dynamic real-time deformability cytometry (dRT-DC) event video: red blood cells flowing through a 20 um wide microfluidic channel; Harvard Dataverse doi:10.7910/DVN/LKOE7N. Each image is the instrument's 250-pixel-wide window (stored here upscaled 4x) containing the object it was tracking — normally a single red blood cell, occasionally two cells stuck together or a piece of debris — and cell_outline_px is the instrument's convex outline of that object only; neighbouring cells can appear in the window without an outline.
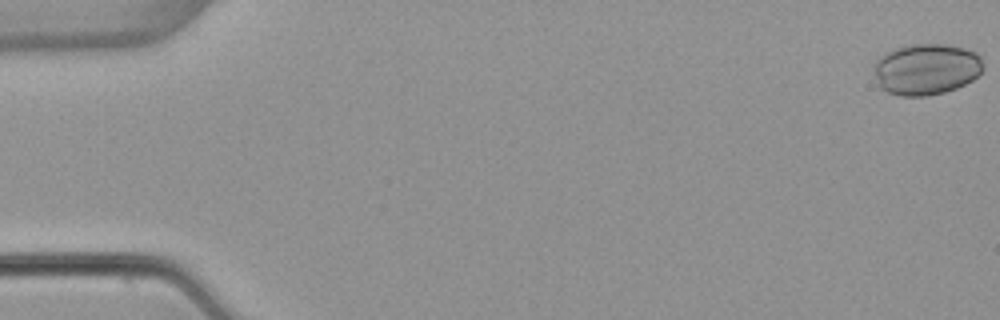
{"species": "common noctule bat (a hibernating species)", "species_latin": "Nyctalus noctula", "temperature_condition": "warm", "stored_images_in_passage": 54, "camera_frame_rate_fps": 3000, "um_per_image_px": 0.085, "animal": {"sex": "female", "body_mass_g": 22.7, "forearm_length_mm": 54.2}, "frame": {"image": 1, "passage_image": 1, "time_ms": 0.0, "image_size_px": [1000, 320], "cell_outline_px": [[984, 68], [972, 80], [956, 88], [944, 92], [924, 96], [900, 96], [888, 92], [880, 88], [876, 76], [876, 60], [884, 52], [896, 48], [912, 44], [948, 44], [964, 48], [976, 52], [980, 56]], "centroid_in_image_um": [78.75, 5.87], "position_along_channel_um": 6.3, "area_um2": 32.54}}
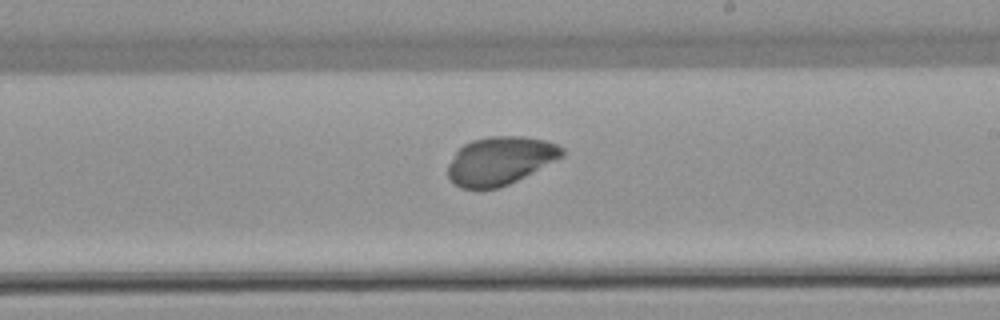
{"frame": {"image": 2, "passage_image": 32, "time_ms": 10.333, "image_size_px": [1000, 320], "cell_outline_px": [[564, 156], [500, 188], [460, 188], [448, 176], [448, 164], [456, 152], [464, 144], [472, 140], [488, 136], [524, 136], [544, 140], [556, 144], [564, 148]], "centroid_in_image_um": [42.51, 13.64], "position_along_channel_um": 246.5, "area_um2": 31.73}}
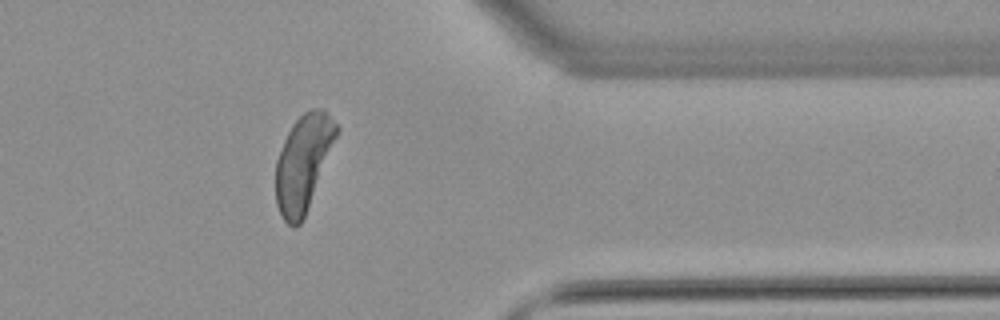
{"frame": {"image": 3, "passage_image": 44, "time_ms": 14.333, "image_size_px": [1000, 320], "cell_outline_px": [[340, 132], [304, 216], [300, 224], [296, 228], [288, 224], [284, 220], [276, 204], [276, 160], [284, 140], [292, 124], [304, 112], [312, 108], [324, 108], [340, 128]], "centroid_in_image_um": [25.8, 13.8], "position_along_channel_um": 385.6, "area_um2": 33.99}}